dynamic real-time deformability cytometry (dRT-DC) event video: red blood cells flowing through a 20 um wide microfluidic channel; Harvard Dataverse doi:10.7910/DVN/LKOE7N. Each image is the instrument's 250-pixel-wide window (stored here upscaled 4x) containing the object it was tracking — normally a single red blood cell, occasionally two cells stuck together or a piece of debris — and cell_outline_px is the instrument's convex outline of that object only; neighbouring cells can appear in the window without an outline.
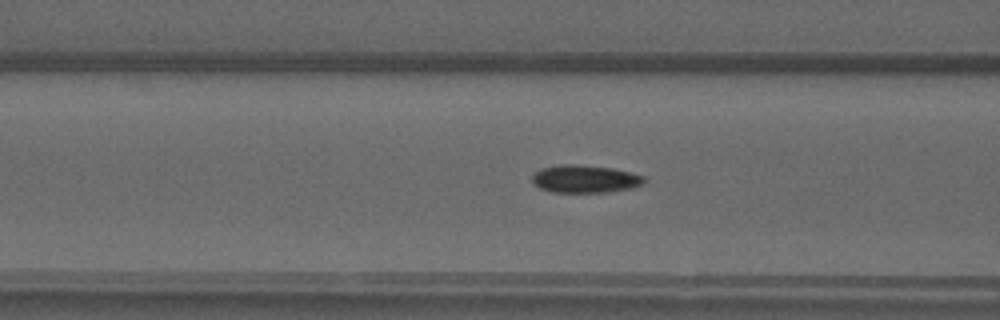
{"species": "common noctule bat (a hibernating species)", "species_latin": "Nyctalus noctula", "temperature_condition": "warm", "stored_images_in_passage": 43, "camera_frame_rate_fps": 3000, "um_per_image_px": 0.085, "animal": {"sex": "male", "forearm_length_mm": 52.5}, "frame": {"image": 1, "passage_image": 13, "time_ms": 4.0, "image_size_px": [1000, 320], "cell_outline_px": [[648, 180], [644, 184], [628, 188], [604, 192], [552, 192], [540, 188], [532, 184], [532, 176], [540, 168], [556, 164], [572, 164], [612, 168], [632, 172], [644, 176]], "centroid_in_image_um": [49.71, 15.2], "position_along_channel_um": 116.9, "area_um2": 18.21}}
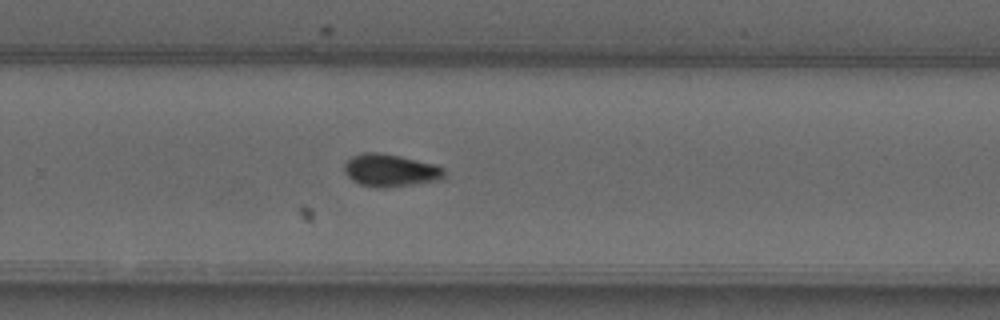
{"frame": {"image": 2, "passage_image": 26, "time_ms": 8.333, "image_size_px": [1000, 320], "cell_outline_px": [[444, 180], [384, 188], [376, 188], [360, 184], [352, 180], [344, 172], [344, 164], [352, 156], [364, 152], [380, 152], [400, 156], [432, 164], [444, 168]], "centroid_in_image_um": [33.17, 14.49], "position_along_channel_um": 296.6, "area_um2": 19.02}}
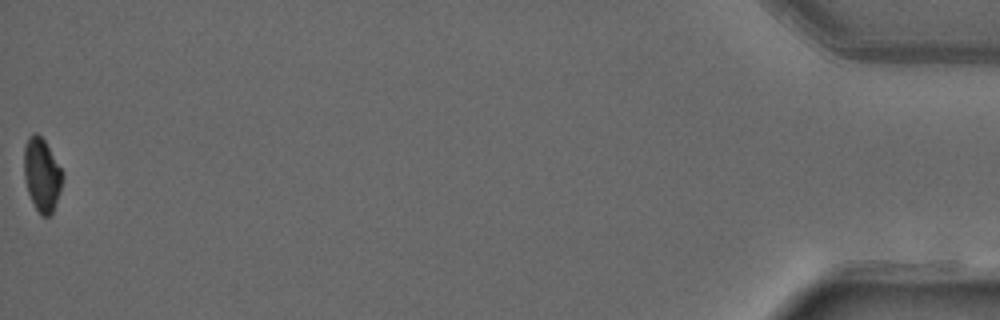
{"frame": {"image": 3, "passage_image": 43, "time_ms": 14.0, "image_size_px": [1000, 320], "cell_outline_px": [[64, 176], [52, 216], [40, 216], [28, 192], [24, 176], [24, 148], [28, 136], [32, 132], [36, 132], [44, 140], [64, 172]], "centroid_in_image_um": [3.56, 14.85], "position_along_channel_um": 431.6, "area_um2": 16.53}}